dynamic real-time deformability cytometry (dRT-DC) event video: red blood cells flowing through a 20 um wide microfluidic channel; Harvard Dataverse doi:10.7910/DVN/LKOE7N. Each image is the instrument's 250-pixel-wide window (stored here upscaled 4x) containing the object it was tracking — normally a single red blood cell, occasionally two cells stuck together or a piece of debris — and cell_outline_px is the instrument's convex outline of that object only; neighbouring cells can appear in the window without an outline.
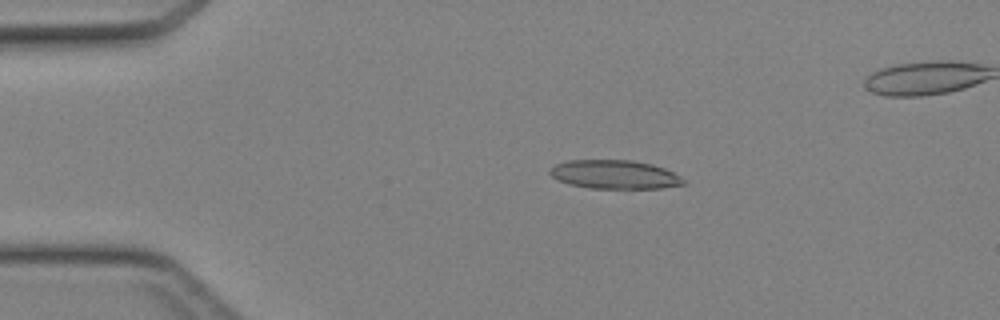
{"species": "Egyptian fruit bat (a non-hibernating species)", "species_latin": "Rousettus aegyptiacus", "temperature_condition": "cold", "stored_images_in_passage": 38, "segment_of_instrument_passage": [1, 2], "camera_frame_rate_fps": 3000, "um_per_image_px": 0.085, "animal": {"sex": "female"}, "frame": {"image": 1, "passage_image": 1, "time_ms": 0.0, "image_size_px": [1000, 320], "cell_outline_px": [[684, 184], [660, 188], [588, 188], [568, 184], [552, 176], [548, 172], [556, 164], [568, 160], [632, 160], [652, 164], [664, 168], [680, 176], [684, 180]], "centroid_in_image_um": [52.23, 14.83], "position_along_channel_um": 32.8, "area_um2": 22.2}}
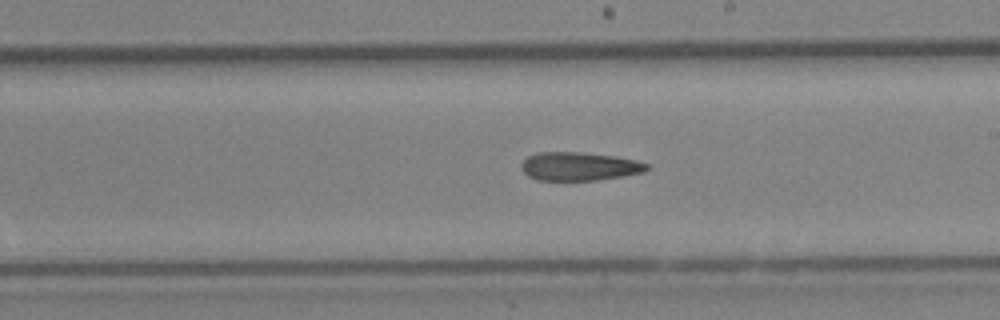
{"frame": {"image": 2, "passage_image": 18, "time_ms": 5.667, "image_size_px": [1000, 320], "cell_outline_px": [[648, 168], [644, 172], [596, 180], [540, 180], [528, 176], [520, 168], [520, 164], [528, 156], [536, 152], [580, 152], [616, 156], [636, 160], [648, 164]], "centroid_in_image_um": [49.21, 14.13], "position_along_channel_um": 239.8, "area_um2": 20.75}}
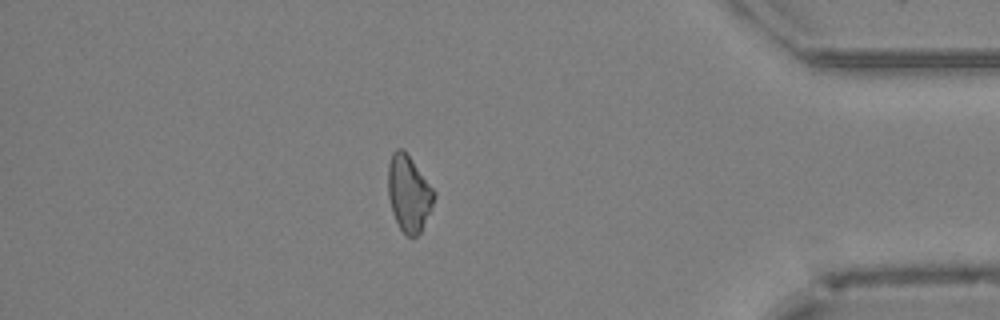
{"frame": {"image": 3, "passage_image": 31, "time_ms": 10.0, "image_size_px": [1000, 320], "cell_outline_px": [[436, 196], [420, 232], [416, 236], [408, 236], [400, 228], [392, 212], [388, 196], [388, 164], [392, 152], [396, 148], [400, 148], [408, 156], [436, 192]], "centroid_in_image_um": [34.73, 16.44], "position_along_channel_um": 400.5, "area_um2": 20.0}}